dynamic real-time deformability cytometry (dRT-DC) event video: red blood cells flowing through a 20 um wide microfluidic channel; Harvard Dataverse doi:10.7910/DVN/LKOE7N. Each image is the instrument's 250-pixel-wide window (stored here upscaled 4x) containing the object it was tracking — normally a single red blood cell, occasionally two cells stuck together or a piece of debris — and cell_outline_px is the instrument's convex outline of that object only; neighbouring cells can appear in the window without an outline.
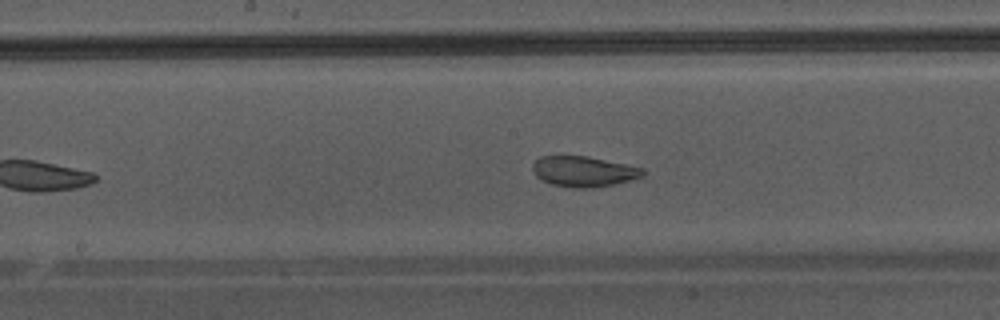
{"species": "Egyptian fruit bat (a non-hibernating species)", "species_latin": "Rousettus aegyptiacus", "temperature_condition": "warm", "stored_images_in_passage": 34, "camera_frame_rate_fps": 3000, "um_per_image_px": 0.085, "animal": {"sex": "male"}, "frame": {"image": 1, "passage_image": 15, "time_ms": 4.667, "image_size_px": [1000, 320], "cell_outline_px": [[644, 176], [612, 184], [592, 188], [572, 188], [552, 184], [540, 180], [532, 172], [532, 164], [540, 156], [588, 156], [644, 168]], "centroid_in_image_um": [49.57, 14.57], "position_along_channel_um": 198.6, "area_um2": 19.59}}